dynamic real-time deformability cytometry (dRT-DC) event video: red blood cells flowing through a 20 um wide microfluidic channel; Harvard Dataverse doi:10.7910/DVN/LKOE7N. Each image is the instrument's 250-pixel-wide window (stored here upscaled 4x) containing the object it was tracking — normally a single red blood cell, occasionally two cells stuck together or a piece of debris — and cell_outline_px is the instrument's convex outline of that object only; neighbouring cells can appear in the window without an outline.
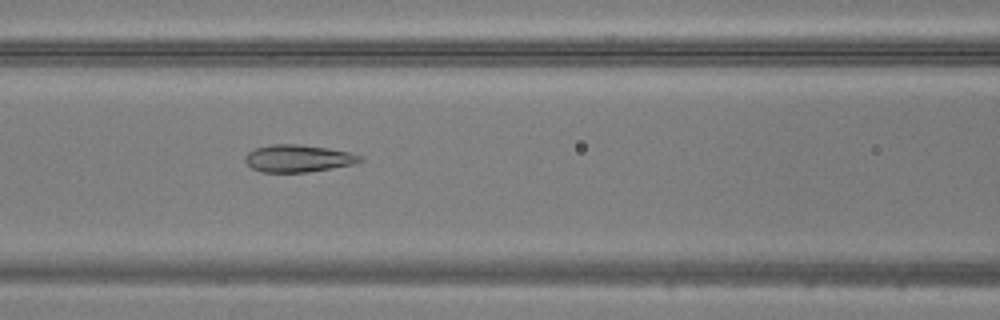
{"species": "common noctule bat (a hibernating species)", "species_latin": "Nyctalus noctula", "temperature_condition": "warm", "stored_images_in_passage": 44, "camera_frame_rate_fps": 3000, "um_per_image_px": 0.085, "animal": {"sex": "male", "body_mass_g": 20.5, "forearm_length_mm": 52.5}, "frame": {"image": 1, "passage_image": 21, "time_ms": 6.667, "image_size_px": [1000, 320], "cell_outline_px": [[364, 160], [352, 164], [308, 172], [264, 172], [252, 168], [244, 160], [244, 156], [248, 152], [256, 148], [272, 144], [296, 144], [328, 148], [348, 152], [364, 156]], "centroid_in_image_um": [25.34, 13.46], "position_along_channel_um": 141.3, "area_um2": 18.15}}
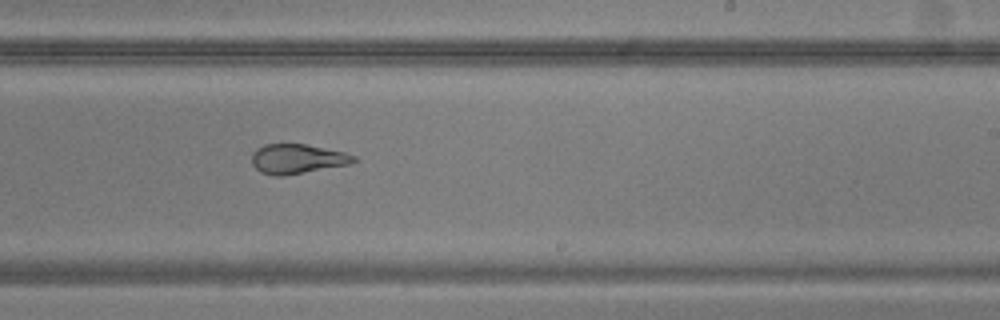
{"frame": {"image": 2, "passage_image": 30, "time_ms": 9.667, "image_size_px": [1000, 320], "cell_outline_px": [[360, 160], [352, 164], [284, 176], [276, 176], [260, 172], [252, 164], [252, 152], [256, 148], [264, 144], [304, 144], [344, 152], [356, 156]], "centroid_in_image_um": [25.29, 13.51], "position_along_channel_um": 263.7, "area_um2": 17.8}}
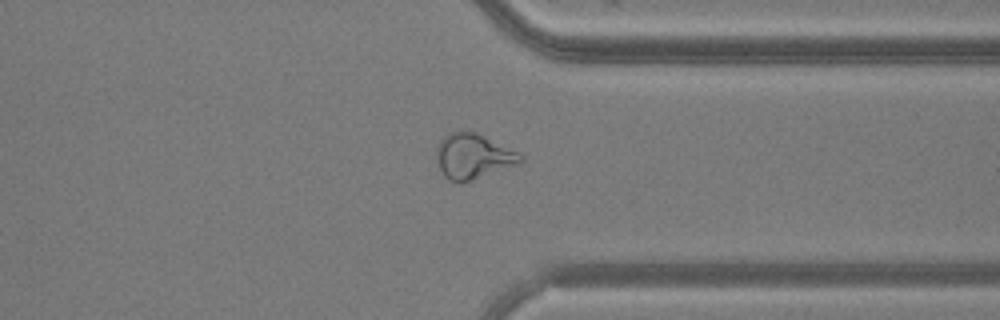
{"frame": {"image": 3, "passage_image": 38, "time_ms": 12.333, "image_size_px": [1000, 320], "cell_outline_px": [[524, 160], [520, 164], [460, 184], [448, 180], [444, 176], [436, 160], [436, 148], [440, 140], [448, 132], [476, 132], [524, 156]], "centroid_in_image_um": [40.19, 13.31], "position_along_channel_um": 371.2, "area_um2": 22.08}}